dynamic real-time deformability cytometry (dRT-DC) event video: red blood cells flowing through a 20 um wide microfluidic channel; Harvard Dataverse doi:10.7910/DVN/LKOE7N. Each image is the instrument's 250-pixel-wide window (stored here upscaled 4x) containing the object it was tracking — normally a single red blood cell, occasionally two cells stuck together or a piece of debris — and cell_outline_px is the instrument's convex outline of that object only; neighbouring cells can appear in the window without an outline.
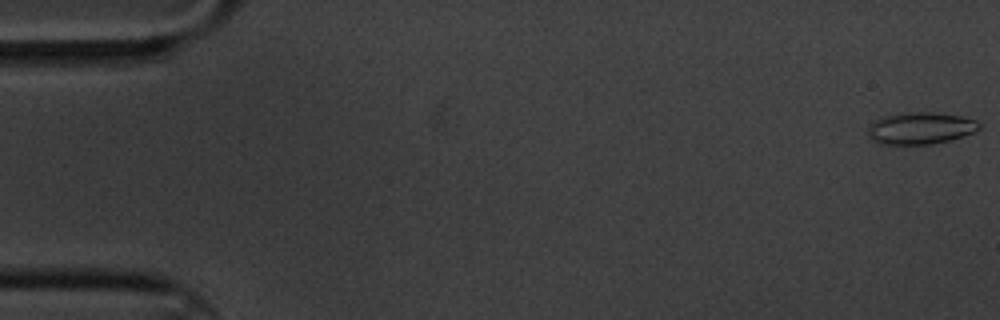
{"species": "common noctule bat (a hibernating species)", "species_latin": "Nyctalus noctula", "temperature_condition": "cold", "stored_images_in_passage": 6, "camera_frame_rate_fps": 3000, "um_per_image_px": 0.085, "animal": {"sex": "male", "body_mass_g": 20.1, "forearm_length_mm": 53.5}, "frame": {"image": 1, "passage_image": 1, "time_ms": 0.0, "image_size_px": [1000, 320], "cell_outline_px": [[980, 128], [972, 132], [948, 140], [932, 144], [880, 144], [872, 140], [868, 136], [868, 128], [872, 120], [884, 116], [912, 112], [932, 112], [960, 116], [976, 120], [980, 124]], "centroid_in_image_um": [78.18, 10.89], "position_along_channel_um": 6.8, "area_um2": 20.52}}
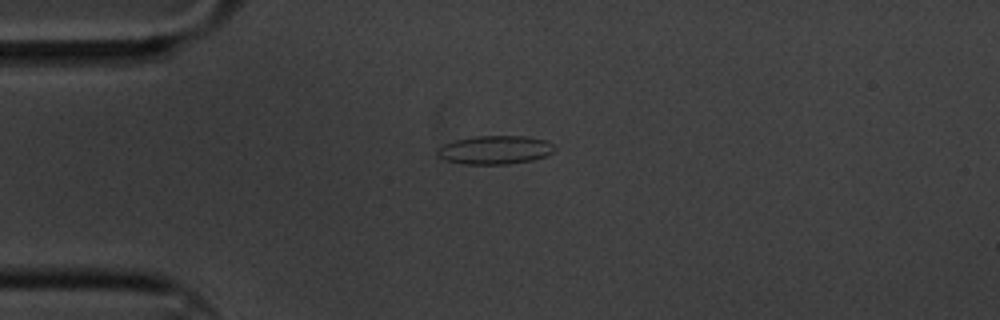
{"frame": {"image": 2, "passage_image": 5, "time_ms": 1.333, "image_size_px": [1000, 320], "cell_outline_px": [[556, 148], [552, 152], [544, 156], [532, 160], [508, 164], [464, 164], [444, 160], [436, 156], [436, 148], [444, 144], [456, 140], [476, 136], [528, 136], [544, 140], [552, 144]], "centroid_in_image_um": [42.02, 12.74], "position_along_channel_um": 43.0, "area_um2": 19.54}}